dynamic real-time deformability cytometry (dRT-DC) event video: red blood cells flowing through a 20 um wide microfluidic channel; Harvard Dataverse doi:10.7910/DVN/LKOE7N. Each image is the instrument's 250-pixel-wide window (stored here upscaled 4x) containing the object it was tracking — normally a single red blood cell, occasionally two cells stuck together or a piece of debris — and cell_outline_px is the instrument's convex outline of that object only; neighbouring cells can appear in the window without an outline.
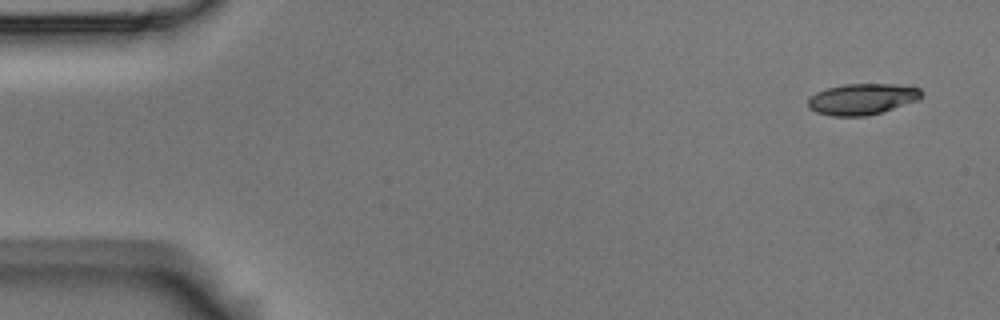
{"species": "Egyptian fruit bat (a non-hibernating species)", "species_latin": "Rousettus aegyptiacus", "temperature_condition": "room temperature", "stored_images_in_passage": 5, "camera_frame_rate_fps": 3000, "um_per_image_px": 0.085, "animal": {"sex": "male"}, "frame": {"image": 1, "passage_image": 1, "time_ms": 0.0, "image_size_px": [1000, 320], "cell_outline_px": [[924, 96], [920, 100], [880, 112], [864, 116], [832, 116], [816, 112], [808, 108], [808, 96], [816, 92], [828, 88], [844, 84], [892, 84], [920, 88], [924, 92]], "centroid_in_image_um": [73.29, 8.42], "position_along_channel_um": 11.7, "area_um2": 20.69}}
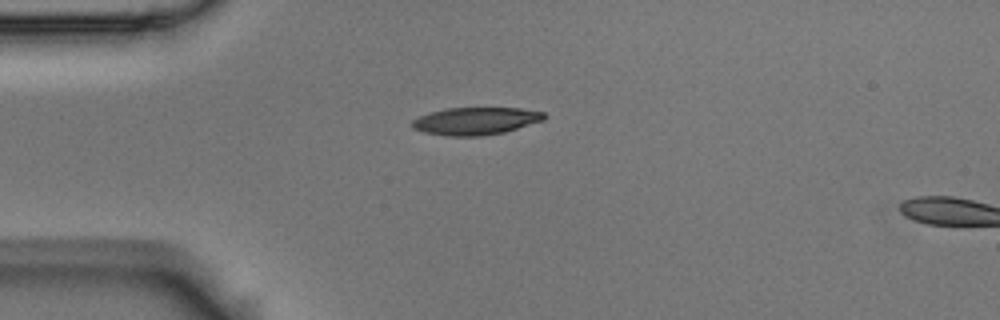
{"frame": {"image": 2, "passage_image": 4, "time_ms": 1.0, "image_size_px": [1000, 320], "cell_outline_px": [[548, 116], [544, 120], [504, 132], [484, 136], [444, 136], [424, 132], [412, 128], [408, 124], [412, 120], [420, 116], [432, 112], [448, 108], [520, 108], [544, 112]], "centroid_in_image_um": [40.42, 10.29], "position_along_channel_um": 44.6, "area_um2": 21.27}}